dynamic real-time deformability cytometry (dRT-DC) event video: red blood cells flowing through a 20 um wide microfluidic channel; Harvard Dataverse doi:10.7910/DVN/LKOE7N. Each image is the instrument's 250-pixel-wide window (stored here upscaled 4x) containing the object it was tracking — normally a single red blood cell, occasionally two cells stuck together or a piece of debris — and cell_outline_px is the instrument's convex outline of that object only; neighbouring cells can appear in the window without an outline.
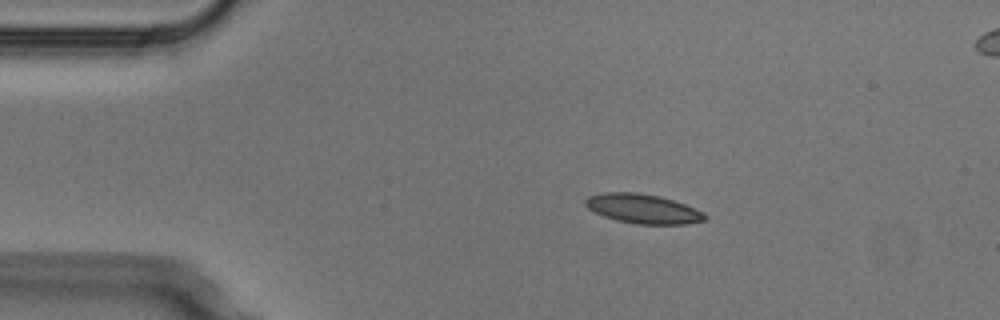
{"species": "Egyptian fruit bat (a non-hibernating species)", "species_latin": "Rousettus aegyptiacus", "temperature_condition": "cold", "stored_images_in_passage": 5, "camera_frame_rate_fps": 3000, "um_per_image_px": 0.085, "animal": {"sex": "male"}, "frame": {"image": 1, "passage_image": 3, "time_ms": 0.667, "image_size_px": [1000, 320], "cell_outline_px": [[708, 220], [684, 224], [636, 224], [616, 220], [604, 216], [588, 208], [584, 204], [584, 200], [588, 196], [604, 192], [636, 192], [660, 196], [684, 204], [704, 212], [708, 216]], "centroid_in_image_um": [54.66, 17.74], "position_along_channel_um": 30.3, "area_um2": 20.52}}